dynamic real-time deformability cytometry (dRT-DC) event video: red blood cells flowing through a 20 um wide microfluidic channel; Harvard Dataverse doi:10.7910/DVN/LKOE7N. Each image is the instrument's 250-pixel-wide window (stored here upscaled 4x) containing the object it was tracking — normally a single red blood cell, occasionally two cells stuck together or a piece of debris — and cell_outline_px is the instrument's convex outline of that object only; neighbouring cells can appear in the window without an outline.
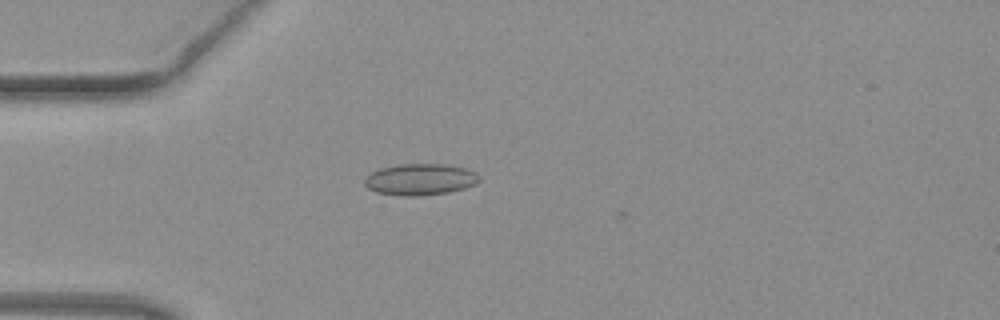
{"species": "common noctule bat (a hibernating species)", "species_latin": "Nyctalus noctula", "temperature_condition": "warm", "stored_images_in_passage": 39, "camera_frame_rate_fps": 3000, "um_per_image_px": 0.085, "animal": {"sex": "female", "body_mass_g": 19.3, "forearm_length_mm": 54.1}, "frame": {"image": 1, "passage_image": 2, "time_ms": 0.333, "image_size_px": [1000, 320], "cell_outline_px": [[480, 180], [476, 184], [464, 188], [448, 192], [420, 196], [404, 196], [376, 192], [368, 188], [364, 184], [364, 180], [372, 172], [380, 168], [400, 164], [444, 164], [464, 168], [476, 172], [480, 176]], "centroid_in_image_um": [35.73, 15.25], "position_along_channel_um": 49.3, "area_um2": 20.98}}
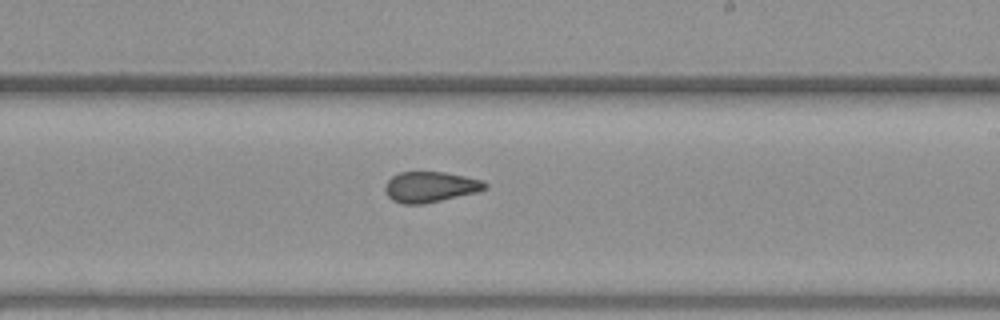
{"frame": {"image": 2, "passage_image": 18, "time_ms": 5.667, "image_size_px": [1000, 320], "cell_outline_px": [[488, 188], [476, 192], [424, 204], [400, 204], [392, 200], [388, 196], [384, 188], [384, 184], [392, 176], [400, 172], [444, 172], [484, 180], [488, 184]], "centroid_in_image_um": [36.56, 15.89], "position_along_channel_um": 252.4, "area_um2": 17.92}}
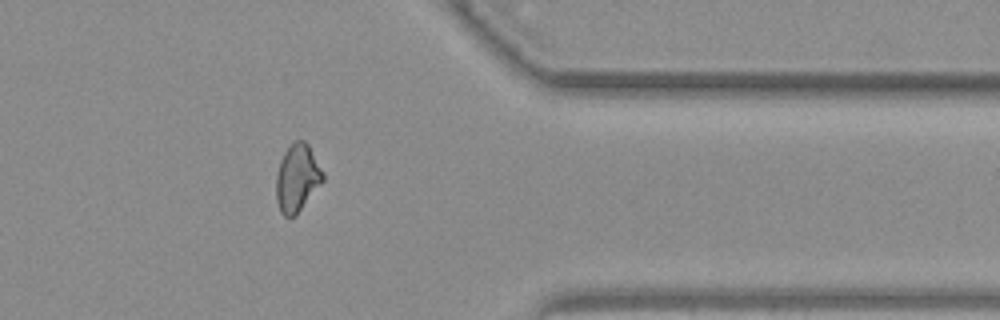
{"frame": {"image": 3, "passage_image": 29, "time_ms": 9.333, "image_size_px": [1000, 320], "cell_outline_px": [[324, 180], [296, 216], [284, 216], [280, 212], [276, 200], [276, 172], [280, 160], [284, 152], [292, 140], [304, 140], [308, 144], [324, 172]], "centroid_in_image_um": [25.25, 15.12], "position_along_channel_um": 386.1, "area_um2": 18.67}, "authors_computed_cell_mechanics": {"area_um2": 18.496, "velocity_mm_per_s": 4.0568, "shape_relaxation_time_tau1_ms": null, "shape_relaxation_time_tau2_ms": 1.6485, "deformation_change_tau1": null, "deformation_change_tau2": 0.0715}}